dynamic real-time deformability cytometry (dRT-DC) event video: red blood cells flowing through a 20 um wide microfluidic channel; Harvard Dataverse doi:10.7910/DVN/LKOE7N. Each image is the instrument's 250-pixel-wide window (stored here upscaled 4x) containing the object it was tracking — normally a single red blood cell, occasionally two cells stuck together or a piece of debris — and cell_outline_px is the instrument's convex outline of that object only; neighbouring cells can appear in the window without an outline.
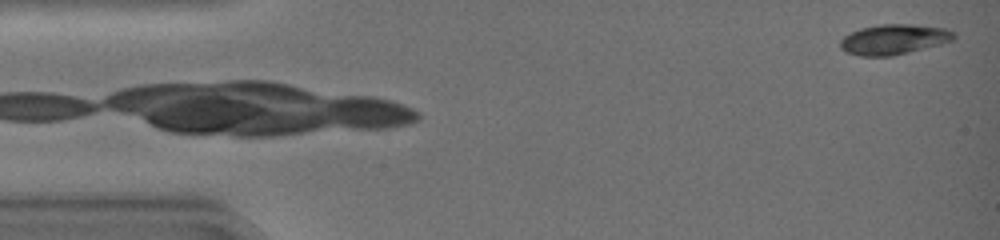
{"species": "common noctule bat (a hibernating species)", "species_latin": "Nyctalus noctula", "temperature_condition": "warm", "stored_images_in_passage": 2, "camera_frame_rate_fps": 3000, "um_per_image_px": 0.085, "animal": {"sex": "female", "body_mass_g": 19.0, "forearm_length_mm": 51.5}, "frame": {"image": 1, "passage_image": 2, "time_ms": 0.333, "image_size_px": [1000, 240], "cell_outline_px": [[956, 36], [952, 40], [940, 44], [892, 56], [860, 56], [844, 52], [840, 48], [840, 40], [844, 36], [860, 28], [880, 24], [912, 24], [944, 28], [956, 32]], "centroid_in_image_um": [75.95, 3.34], "position_along_channel_um": 9.0, "area_um2": 20.0}}